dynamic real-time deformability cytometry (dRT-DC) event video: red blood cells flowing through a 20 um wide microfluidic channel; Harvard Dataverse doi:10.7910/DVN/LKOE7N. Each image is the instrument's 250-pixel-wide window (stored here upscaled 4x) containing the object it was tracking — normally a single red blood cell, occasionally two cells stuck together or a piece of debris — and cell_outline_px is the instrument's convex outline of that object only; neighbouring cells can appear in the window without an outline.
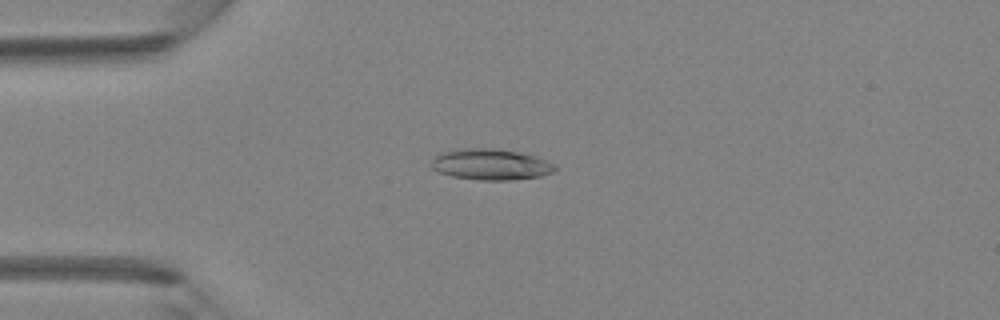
{"species": "Egyptian fruit bat (a non-hibernating species)", "species_latin": "Rousettus aegyptiacus", "temperature_condition": "room temperature", "stored_images_in_passage": 45, "camera_frame_rate_fps": 3000, "um_per_image_px": 0.085, "animal": {"sex": "female"}, "frame": {"image": 1, "passage_image": 12, "time_ms": 3.667, "image_size_px": [1000, 320], "cell_outline_px": [[560, 168], [556, 172], [540, 176], [512, 180], [480, 180], [452, 176], [440, 172], [432, 168], [432, 160], [440, 152], [460, 148], [500, 148], [536, 156], [556, 164]], "centroid_in_image_um": [41.78, 13.97], "position_along_channel_um": 43.2, "area_um2": 22.66}}
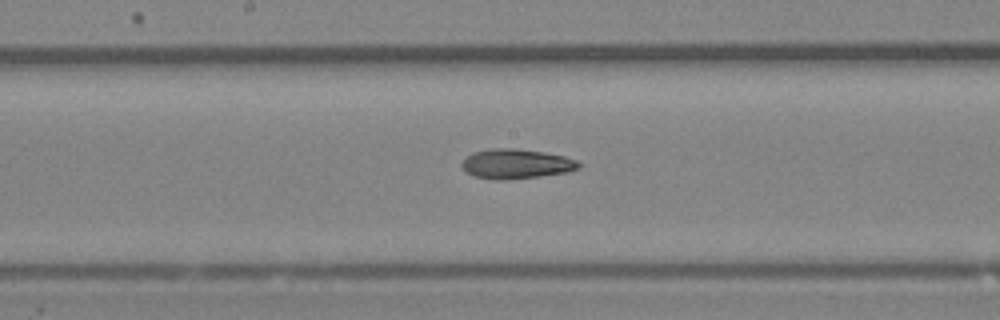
{"frame": {"image": 2, "passage_image": 24, "time_ms": 7.667, "image_size_px": [1000, 320], "cell_outline_px": [[584, 164], [580, 168], [568, 172], [540, 176], [504, 180], [496, 180], [472, 176], [460, 164], [472, 152], [492, 148], [512, 148], [544, 152], [564, 156], [576, 160]], "centroid_in_image_um": [43.91, 13.93], "position_along_channel_um": 204.3, "area_um2": 20.29}}
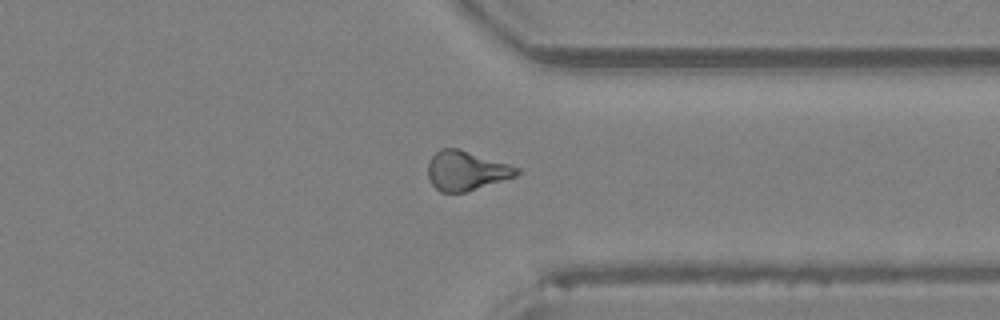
{"frame": {"image": 3, "passage_image": 35, "time_ms": 11.333, "image_size_px": [1000, 320], "cell_outline_px": [[520, 172], [516, 176], [464, 192], [440, 192], [432, 184], [428, 176], [428, 164], [432, 156], [440, 148], [456, 148], [508, 164], [520, 168]], "centroid_in_image_um": [39.61, 14.51], "position_along_channel_um": 371.8, "area_um2": 20.0}}